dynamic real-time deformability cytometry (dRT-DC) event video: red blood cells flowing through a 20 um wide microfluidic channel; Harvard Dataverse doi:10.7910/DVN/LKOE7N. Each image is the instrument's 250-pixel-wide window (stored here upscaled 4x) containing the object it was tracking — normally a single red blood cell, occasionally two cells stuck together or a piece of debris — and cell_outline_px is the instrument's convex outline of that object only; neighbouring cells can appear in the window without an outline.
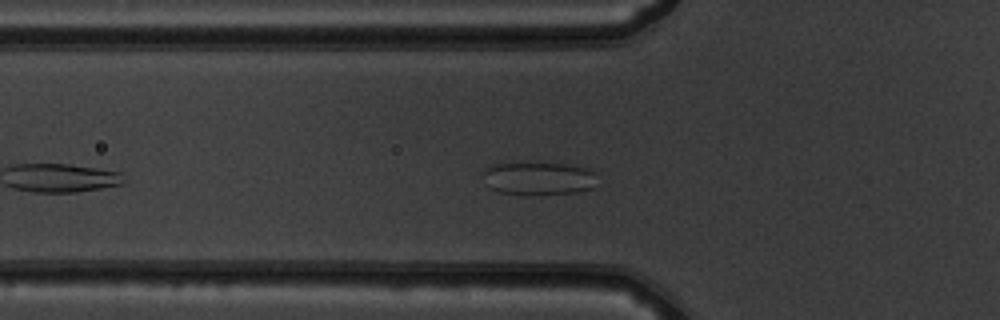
{"species": "common noctule bat (a hibernating species)", "species_latin": "Nyctalus noctula", "temperature_condition": "warm", "stored_images_in_passage": 28, "camera_frame_rate_fps": 3000, "um_per_image_px": 0.085, "animal": {"sex": "male", "body_mass_g": 19.5, "forearm_length_mm": 54.6}, "frame": {"image": 1, "passage_image": 5, "time_ms": 1.333, "image_size_px": [1000, 320], "cell_outline_px": [[596, 172], [592, 188], [576, 192], [528, 196], [500, 192], [484, 184], [484, 168], [500, 160], [572, 164], [588, 168]], "centroid_in_image_um": [45.7, 15.12], "position_along_channel_um": 80.1, "area_um2": 23.18}}
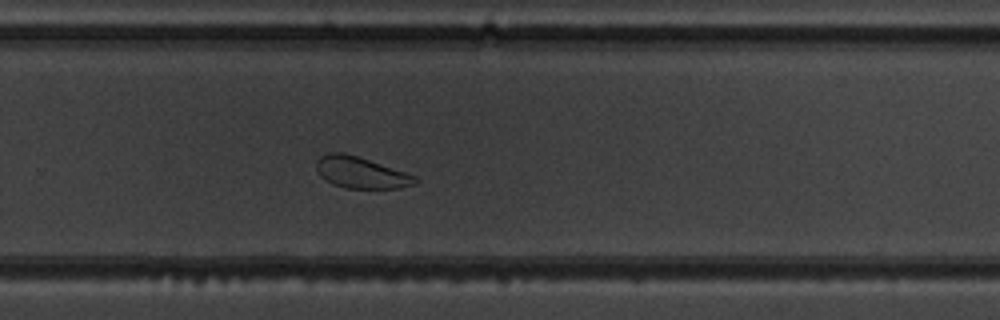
{"frame": {"image": 2, "passage_image": 22, "time_ms": 7.0, "image_size_px": [1000, 320], "cell_outline_px": [[420, 180], [416, 184], [400, 188], [344, 188], [332, 184], [320, 176], [316, 168], [316, 160], [320, 156], [328, 152], [344, 152], [360, 156], [416, 176]], "centroid_in_image_um": [30.67, 14.65], "position_along_channel_um": 299.1, "area_um2": 18.38}}
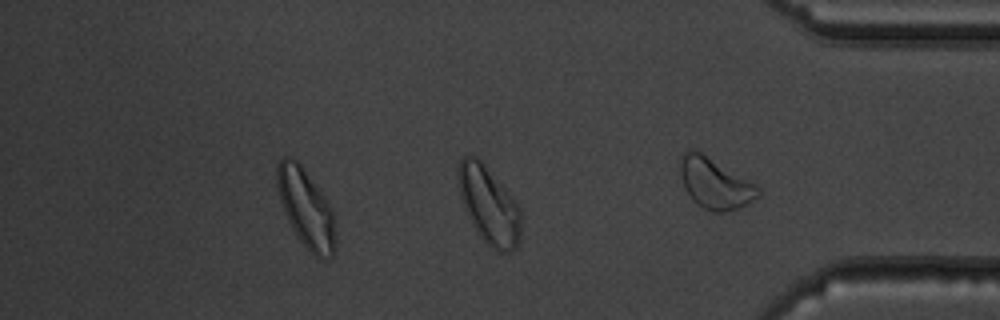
{"frame": {"image": 3, "passage_image": 28, "time_ms": 9.0, "image_size_px": [1000, 320], "cell_outline_px": [[520, 240], [516, 248], [512, 252], [496, 252], [480, 236], [472, 224], [464, 208], [460, 196], [456, 176], [456, 168], [460, 160], [464, 156], [476, 156], [484, 164], [508, 192], [520, 208]], "centroid_in_image_um": [41.53, 17.45], "position_along_channel_um": 393.7, "area_um2": 28.32}, "authors_computed_cell_mechanics": {"area_um2": 19.2185, "velocity_mm_per_s": 3.8695, "shape_relaxation_time_tau1_ms": null, "shape_relaxation_time_tau2_ms": 3.2302, "deformation_change_tau1": null, "deformation_change_tau2": 0.0779}}